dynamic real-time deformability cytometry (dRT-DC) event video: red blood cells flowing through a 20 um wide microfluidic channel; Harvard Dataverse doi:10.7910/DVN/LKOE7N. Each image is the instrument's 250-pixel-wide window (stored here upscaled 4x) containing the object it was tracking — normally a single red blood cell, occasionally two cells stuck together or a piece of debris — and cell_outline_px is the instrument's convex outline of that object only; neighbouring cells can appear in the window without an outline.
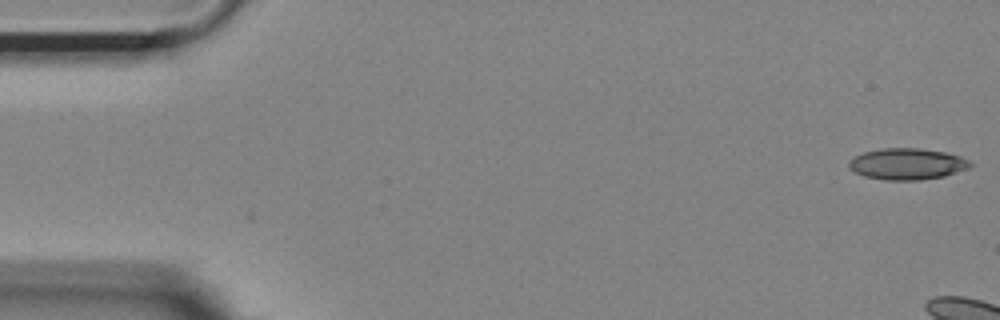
{"species": "Egyptian fruit bat (a non-hibernating species)", "species_latin": "Rousettus aegyptiacus", "temperature_condition": "room temperature", "stored_images_in_passage": 11, "camera_frame_rate_fps": 3000, "um_per_image_px": 0.085, "animal": {"sex": "female"}, "frame": {"image": 1, "passage_image": 1, "time_ms": 0.0, "image_size_px": [1000, 320], "cell_outline_px": [[972, 164], [968, 168], [944, 176], [920, 180], [888, 180], [864, 176], [848, 168], [848, 160], [864, 152], [880, 148], [920, 148], [944, 152], [960, 156], [968, 160]], "centroid_in_image_um": [77.08, 13.93], "position_along_channel_um": 7.9, "area_um2": 22.08}}